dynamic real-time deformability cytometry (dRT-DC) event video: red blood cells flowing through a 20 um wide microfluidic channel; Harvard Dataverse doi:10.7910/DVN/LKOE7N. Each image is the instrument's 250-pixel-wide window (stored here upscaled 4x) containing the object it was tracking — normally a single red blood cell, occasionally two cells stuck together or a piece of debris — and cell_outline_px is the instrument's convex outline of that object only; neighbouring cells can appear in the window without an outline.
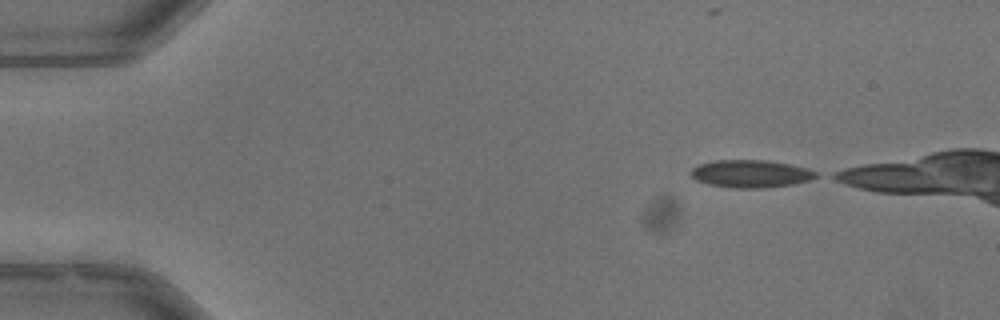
{"species": "common noctule bat (a hibernating species)", "species_latin": "Nyctalus noctula", "temperature_condition": "warm", "stored_images_in_passage": 40, "camera_frame_rate_fps": 3000, "um_per_image_px": 0.085, "animal": {"sex": "male", "body_mass_g": 13.3}, "frame": {"image": 1, "passage_image": 1, "time_ms": 0.0, "image_size_px": [1000, 320], "cell_outline_px": [[816, 176], [808, 180], [792, 184], [764, 188], [732, 188], [708, 184], [696, 180], [688, 172], [692, 168], [700, 164], [716, 160], [768, 160], [808, 168], [816, 172]], "centroid_in_image_um": [63.77, 14.77], "position_along_channel_um": 21.2, "area_um2": 20.06}}
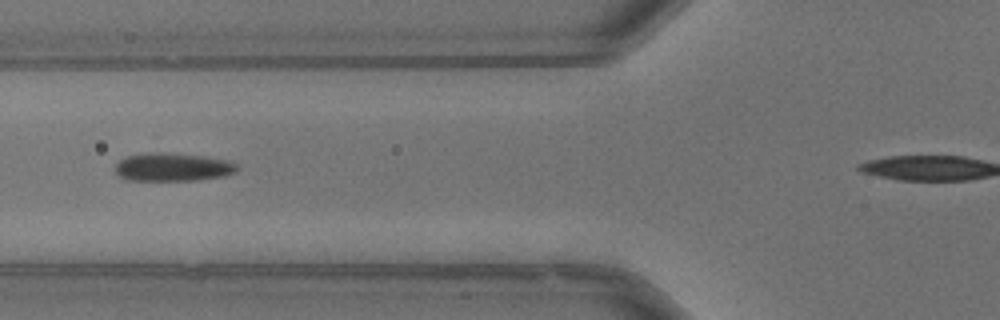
{"frame": {"image": 2, "passage_image": 15, "time_ms": 4.667, "image_size_px": [1000, 320], "cell_outline_px": [[240, 168], [236, 172], [224, 176], [200, 180], [128, 180], [120, 176], [116, 172], [116, 164], [120, 160], [128, 156], [152, 152], [164, 152], [204, 156], [228, 160], [236, 164]], "centroid_in_image_um": [14.73, 14.2], "position_along_channel_um": 111.1, "area_um2": 20.06}}
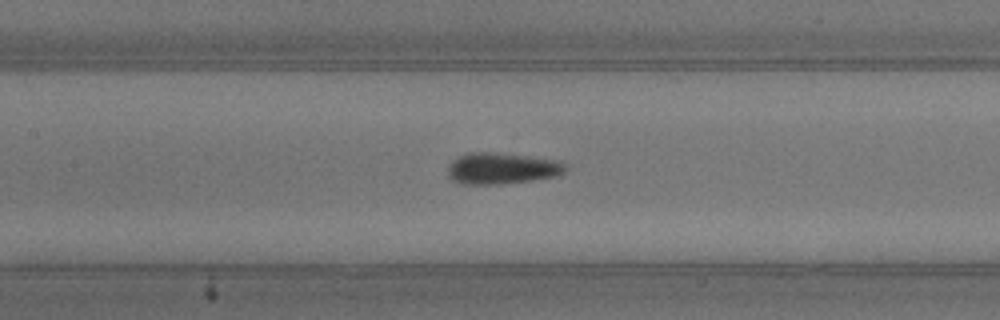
{"frame": {"image": 3, "passage_image": 19, "time_ms": 6.0, "image_size_px": [1000, 320], "cell_outline_px": [[568, 168], [564, 172], [556, 176], [532, 180], [500, 184], [464, 184], [452, 180], [448, 176], [448, 168], [452, 160], [468, 152], [496, 152], [560, 160]], "centroid_in_image_um": [42.66, 14.3], "position_along_channel_um": 164.7, "area_um2": 21.56}}